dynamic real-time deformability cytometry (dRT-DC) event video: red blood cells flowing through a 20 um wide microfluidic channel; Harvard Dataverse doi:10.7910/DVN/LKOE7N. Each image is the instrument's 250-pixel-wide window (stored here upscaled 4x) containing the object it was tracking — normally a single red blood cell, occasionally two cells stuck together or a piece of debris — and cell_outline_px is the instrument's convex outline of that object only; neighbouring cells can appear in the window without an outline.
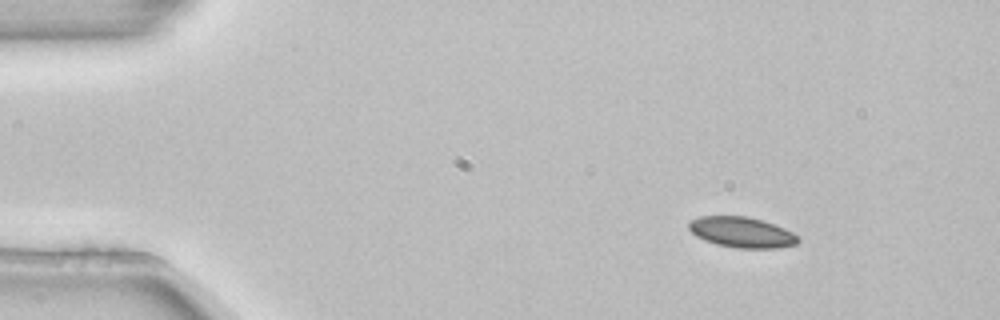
{"species": "common noctule bat (a hibernating species)", "species_latin": "Nyctalus noctula", "temperature_condition": "room temperature", "stored_images_in_passage": 2, "camera_frame_rate_fps": 3000, "um_per_image_px": 0.085, "animal": {"sex": "female", "body_mass_g": 22.7, "forearm_length_mm": 54.2}, "frame": {"image": 1, "passage_image": 2, "time_ms": 0.333, "image_size_px": [1000, 320], "cell_outline_px": [[800, 240], [796, 244], [776, 248], [736, 248], [716, 244], [704, 240], [696, 236], [688, 228], [688, 224], [692, 220], [700, 216], [748, 216], [764, 220], [784, 228], [800, 236]], "centroid_in_image_um": [63.07, 19.74], "position_along_channel_um": 21.9, "area_um2": 19.59}}